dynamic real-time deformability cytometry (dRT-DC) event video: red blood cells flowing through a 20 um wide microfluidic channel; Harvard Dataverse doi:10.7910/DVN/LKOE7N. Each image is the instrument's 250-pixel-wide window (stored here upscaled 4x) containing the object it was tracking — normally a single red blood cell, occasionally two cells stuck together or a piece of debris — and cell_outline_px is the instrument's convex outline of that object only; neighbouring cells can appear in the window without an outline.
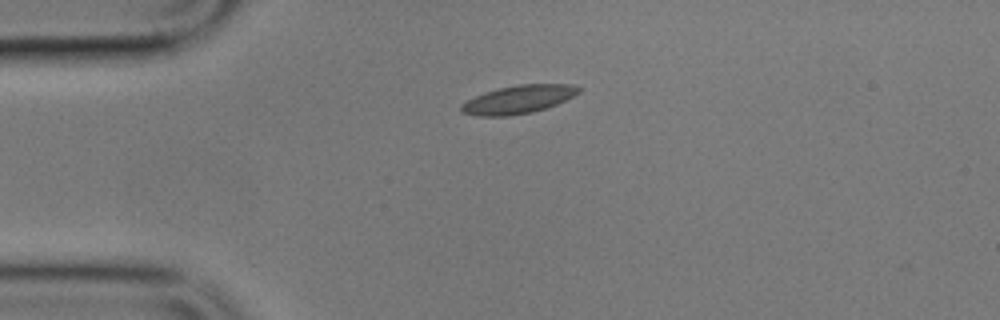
{"species": "common noctule bat (a hibernating species)", "species_latin": "Nyctalus noctula", "temperature_condition": "cold", "stored_images_in_passage": 3, "camera_frame_rate_fps": 3000, "um_per_image_px": 0.085, "animal": {"sex": "male", "body_mass_g": 17.9}, "frame": {"image": 1, "passage_image": 1, "time_ms": 0.0, "image_size_px": [1000, 320], "cell_outline_px": [[580, 92], [548, 108], [532, 112], [508, 116], [476, 116], [460, 112], [460, 104], [484, 92], [516, 84], [572, 84], [580, 88]], "centroid_in_image_um": [44.03, 8.46], "position_along_channel_um": 41.0, "area_um2": 19.31}}
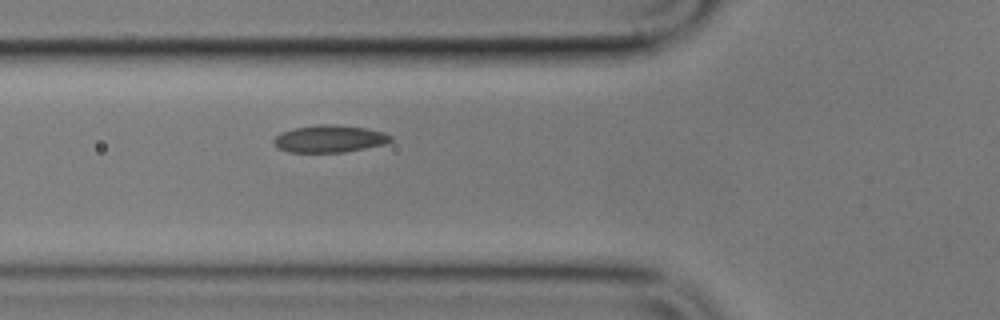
{"frame": {"image": 2, "passage_image": 3, "time_ms": 2.333, "image_size_px": [1000, 320], "cell_outline_px": [[392, 140], [384, 144], [344, 152], [288, 152], [280, 148], [272, 140], [280, 132], [292, 128], [320, 124], [336, 124], [368, 128], [384, 132], [392, 136]], "centroid_in_image_um": [28.02, 11.78], "position_along_channel_um": 97.8, "area_um2": 18.61}}